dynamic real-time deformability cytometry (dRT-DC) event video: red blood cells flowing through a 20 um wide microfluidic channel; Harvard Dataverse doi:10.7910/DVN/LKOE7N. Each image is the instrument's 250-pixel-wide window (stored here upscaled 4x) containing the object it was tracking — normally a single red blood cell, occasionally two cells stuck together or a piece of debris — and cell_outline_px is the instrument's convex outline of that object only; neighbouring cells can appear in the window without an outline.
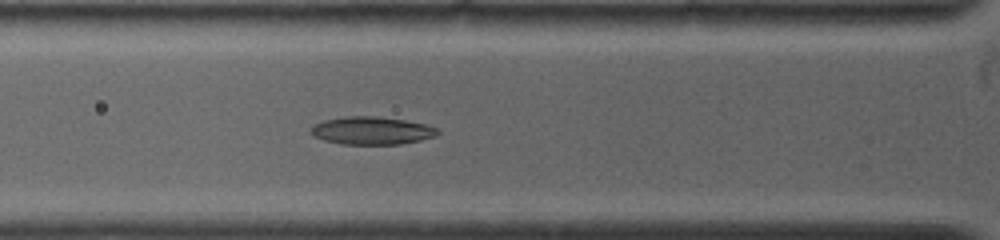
{"species": "common noctule bat (a hibernating species)", "species_latin": "Nyctalus noctula", "temperature_condition": "warm", "stored_images_in_passage": 4, "camera_frame_rate_fps": 4500, "um_per_image_px": 0.085, "animal": {"sex": "female", "body_mass_g": 19.0, "forearm_length_mm": 53.3}, "frame": {"image": 1, "passage_image": 4, "time_ms": 2.889, "image_size_px": [1000, 240], "cell_outline_px": [[440, 132], [432, 136], [420, 140], [400, 144], [340, 144], [324, 140], [316, 136], [312, 132], [312, 128], [316, 124], [324, 120], [348, 116], [372, 116], [404, 120], [424, 124], [436, 128]], "centroid_in_image_um": [31.6, 11.1], "position_along_channel_um": 94.2, "area_um2": 20.06}}